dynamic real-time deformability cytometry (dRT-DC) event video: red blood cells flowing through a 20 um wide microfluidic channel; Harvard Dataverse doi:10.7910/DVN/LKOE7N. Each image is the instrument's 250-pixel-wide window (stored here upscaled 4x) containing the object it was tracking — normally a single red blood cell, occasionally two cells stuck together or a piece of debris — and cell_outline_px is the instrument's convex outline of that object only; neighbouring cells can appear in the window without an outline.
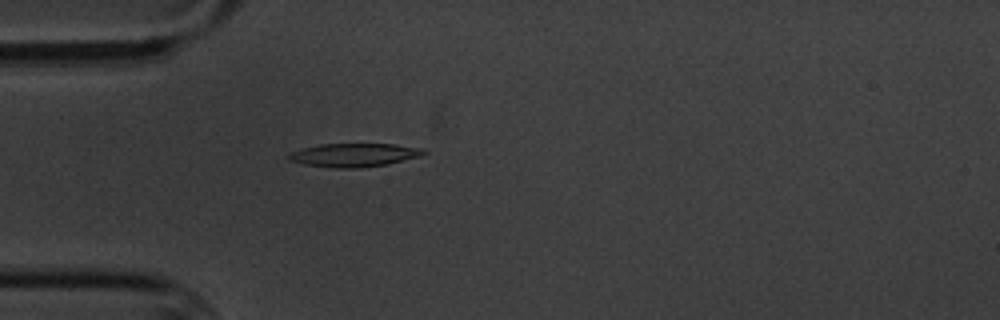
{"species": "common noctule bat (a hibernating species)", "species_latin": "Nyctalus noctula", "temperature_condition": "cold", "stored_images_in_passage": 4, "camera_frame_rate_fps": 3000, "um_per_image_px": 0.085, "animal": {"sex": "male", "body_mass_g": 20.1, "forearm_length_mm": 53.5}, "frame": {"image": 1, "passage_image": 4, "time_ms": 4.333, "image_size_px": [1000, 320], "cell_outline_px": [[428, 152], [420, 156], [388, 164], [360, 168], [336, 168], [304, 164], [288, 160], [284, 156], [292, 152], [304, 148], [320, 144], [396, 144], [424, 148]], "centroid_in_image_um": [30.12, 13.17], "position_along_channel_um": 54.9, "area_um2": 18.55}}